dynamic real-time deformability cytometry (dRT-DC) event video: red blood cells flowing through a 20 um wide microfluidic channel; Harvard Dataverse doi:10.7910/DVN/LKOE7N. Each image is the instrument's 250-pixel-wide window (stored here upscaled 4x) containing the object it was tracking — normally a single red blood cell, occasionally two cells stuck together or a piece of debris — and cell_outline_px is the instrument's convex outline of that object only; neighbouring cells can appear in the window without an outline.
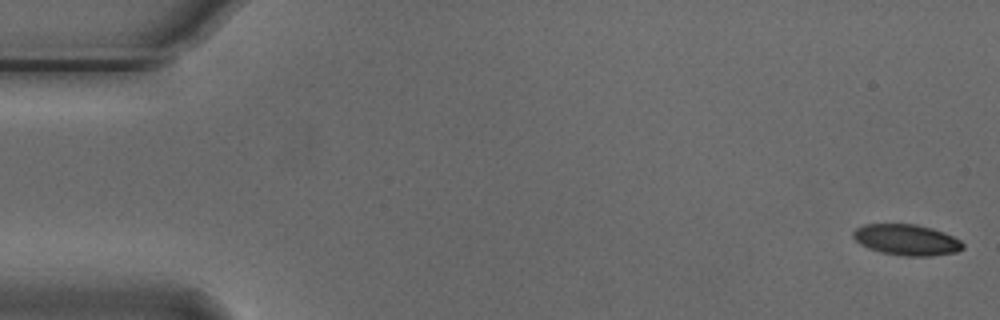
{"species": "Egyptian fruit bat (a non-hibernating species)", "species_latin": "Rousettus aegyptiacus", "temperature_condition": "cold", "stored_images_in_passage": 53, "camera_frame_rate_fps": 3000, "um_per_image_px": 0.085, "animal": {"sex": "male"}, "frame": {"image": 1, "passage_image": 1, "time_ms": 0.0, "image_size_px": [1000, 320], "cell_outline_px": [[964, 248], [956, 252], [932, 256], [904, 256], [880, 252], [868, 248], [860, 244], [852, 236], [852, 232], [856, 228], [864, 224], [916, 224], [932, 228], [944, 232], [960, 240], [964, 244]], "centroid_in_image_um": [77.06, 20.38], "position_along_channel_um": 7.9, "area_um2": 19.88}}
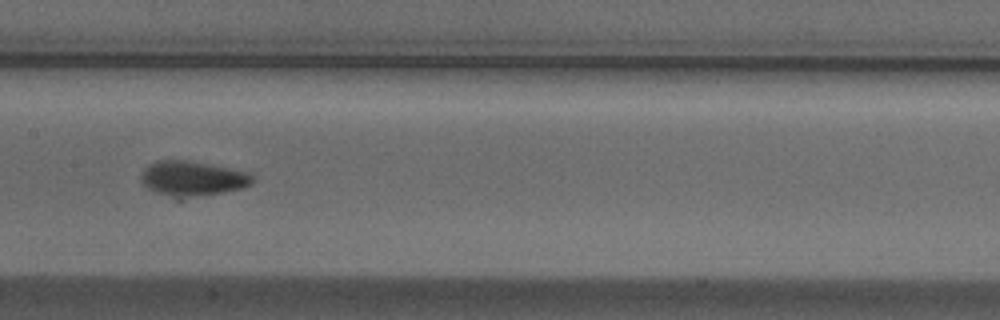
{"frame": {"image": 2, "passage_image": 27, "time_ms": 8.667, "image_size_px": [1000, 320], "cell_outline_px": [[256, 180], [252, 184], [244, 188], [176, 200], [156, 192], [148, 188], [140, 180], [140, 176], [144, 168], [148, 164], [156, 160], [188, 160], [248, 172]], "centroid_in_image_um": [16.33, 15.19], "position_along_channel_um": 191.1, "area_um2": 23.0}}
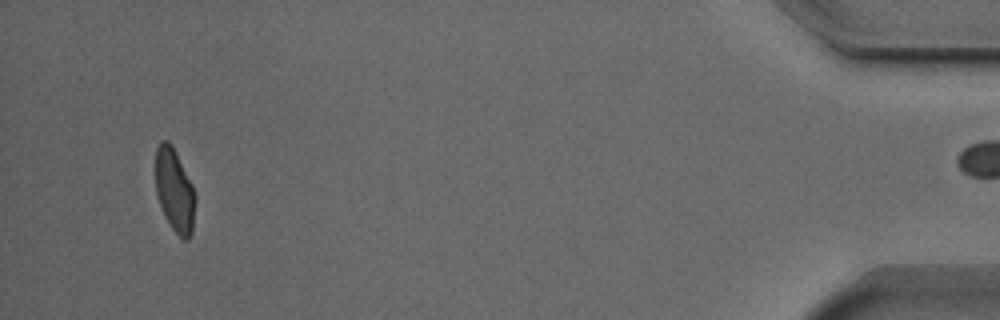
{"frame": {"image": 3, "passage_image": 52, "time_ms": 17.0, "image_size_px": [1000, 320], "cell_outline_px": [[196, 200], [192, 232], [188, 240], [184, 240], [172, 228], [160, 204], [156, 192], [156, 148], [160, 140], [168, 140], [192, 184], [196, 196]], "centroid_in_image_um": [14.85, 16.19], "position_along_channel_um": 420.3, "area_um2": 18.9}, "authors_computed_cell_mechanics": {"area_um2": 20.6924, "velocity_mm_per_s": 3.7361, "shape_relaxation_time_tau1_ms": 3.6747, "shape_relaxation_time_tau2_ms": 1.652, "deformation_change_tau1": 0.1192, "deformation_change_tau2": 0.0595}}